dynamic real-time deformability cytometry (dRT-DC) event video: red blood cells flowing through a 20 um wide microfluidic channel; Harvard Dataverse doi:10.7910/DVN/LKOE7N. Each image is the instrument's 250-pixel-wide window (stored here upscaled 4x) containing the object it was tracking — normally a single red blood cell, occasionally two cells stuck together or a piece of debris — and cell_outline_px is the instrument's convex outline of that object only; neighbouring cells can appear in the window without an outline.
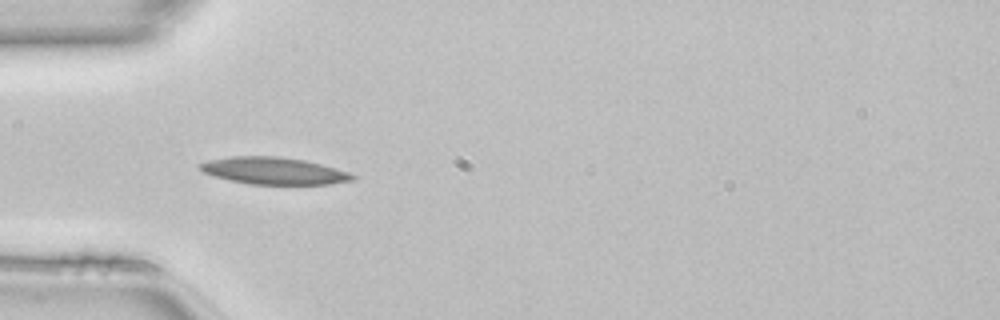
{"species": "common noctule bat (a hibernating species)", "species_latin": "Nyctalus noctula", "temperature_condition": "room temperature", "stored_images_in_passage": 48, "camera_frame_rate_fps": 3000, "um_per_image_px": 0.085, "animal": {"sex": "female", "body_mass_g": 22.7, "forearm_length_mm": 54.2}, "frame": {"image": 1, "passage_image": 14, "time_ms": 4.333, "image_size_px": [1000, 320], "cell_outline_px": [[356, 180], [332, 184], [248, 184], [228, 180], [212, 176], [204, 172], [196, 164], [208, 160], [232, 156], [280, 156], [304, 160], [320, 164], [348, 172], [356, 176]], "centroid_in_image_um": [23.25, 14.52], "position_along_channel_um": 61.8, "area_um2": 24.16}, "authors_computed_cell_mechanics": {"area_um2": 22.1663, "velocity_mm_per_s": 4.1538, "shape_relaxation_time_tau1_ms": 4.5953, "shape_relaxation_time_tau2_ms": 7.3758, "deformation_change_tau1": 0.1604, "deformation_change_tau2": 0.2098}}